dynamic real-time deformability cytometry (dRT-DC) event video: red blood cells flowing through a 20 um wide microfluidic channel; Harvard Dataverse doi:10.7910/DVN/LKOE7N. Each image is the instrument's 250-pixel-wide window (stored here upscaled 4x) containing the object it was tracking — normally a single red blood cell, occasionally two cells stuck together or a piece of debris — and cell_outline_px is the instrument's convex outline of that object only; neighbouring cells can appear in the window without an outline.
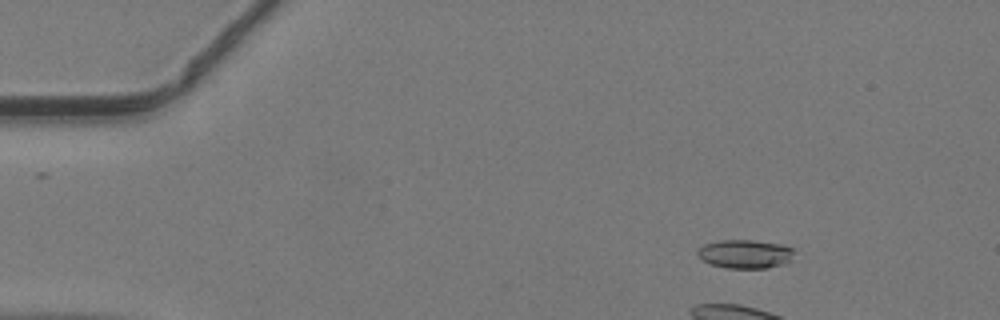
{"species": "common noctule bat (a hibernating species)", "species_latin": "Nyctalus noctula", "temperature_condition": "warm", "stored_images_in_passage": 15, "camera_frame_rate_fps": 3000, "um_per_image_px": 0.085, "animal": {"sex": "male", "body_mass_g": 19.2, "forearm_length_mm": 51.8}, "frame": {"image": 1, "passage_image": 7, "time_ms": 2.0, "image_size_px": [1000, 320], "cell_outline_px": [[792, 260], [784, 264], [768, 268], [724, 268], [712, 264], [704, 260], [696, 252], [704, 244], [720, 240], [752, 240], [780, 244], [792, 248]], "centroid_in_image_um": [63.35, 21.59], "position_along_channel_um": 21.7, "area_um2": 16.01}}